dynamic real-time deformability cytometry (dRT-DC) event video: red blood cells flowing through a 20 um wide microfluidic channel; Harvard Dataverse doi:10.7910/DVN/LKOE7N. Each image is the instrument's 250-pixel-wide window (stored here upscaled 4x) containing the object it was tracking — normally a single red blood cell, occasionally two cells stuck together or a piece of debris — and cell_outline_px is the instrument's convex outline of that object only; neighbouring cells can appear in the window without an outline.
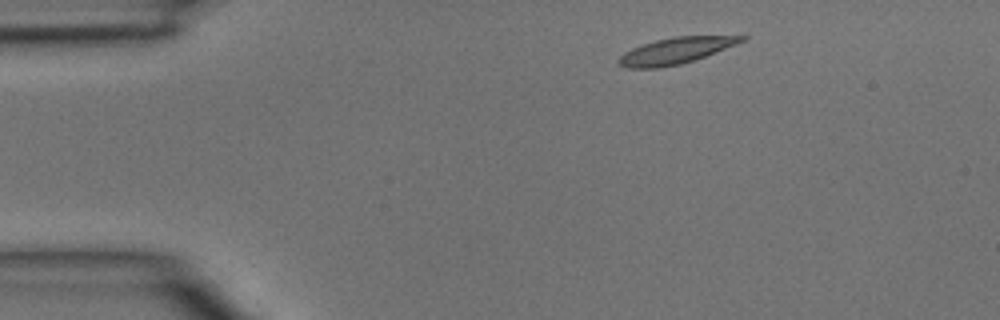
{"species": "common noctule bat (a hibernating species)", "species_latin": "Nyctalus noctula", "temperature_condition": "room temperature", "stored_images_in_passage": 3, "camera_frame_rate_fps": 3000, "um_per_image_px": 0.085, "animal": {"sex": "male", "body_mass_g": 15.6}, "frame": {"image": 1, "passage_image": 1, "time_ms": 0.0, "image_size_px": [1000, 320], "cell_outline_px": [[748, 36], [744, 40], [736, 44], [696, 60], [680, 64], [660, 68], [624, 68], [616, 64], [616, 60], [624, 52], [632, 48], [656, 40], [676, 36]], "centroid_in_image_um": [57.37, 4.33], "position_along_channel_um": 27.6, "area_um2": 18.79}}
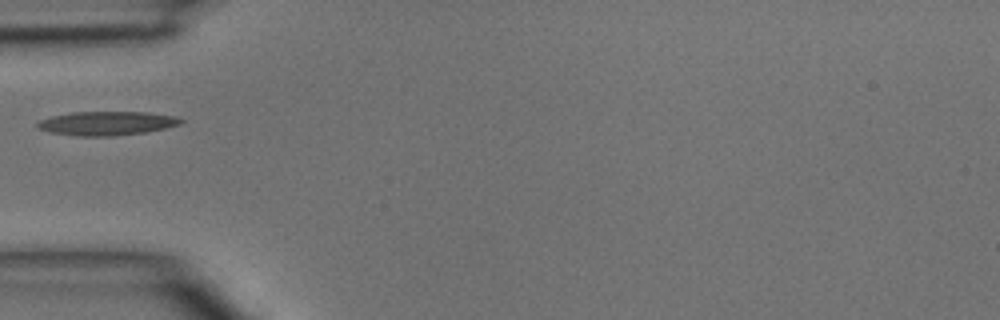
{"frame": {"image": 2, "passage_image": 3, "time_ms": 0.667, "image_size_px": [1000, 320], "cell_outline_px": [[184, 120], [180, 124], [148, 132], [112, 136], [76, 136], [52, 132], [36, 128], [36, 124], [40, 120], [52, 116], [72, 112], [148, 112], [176, 116]], "centroid_in_image_um": [9.09, 10.48], "position_along_channel_um": 75.9, "area_um2": 20.0}}